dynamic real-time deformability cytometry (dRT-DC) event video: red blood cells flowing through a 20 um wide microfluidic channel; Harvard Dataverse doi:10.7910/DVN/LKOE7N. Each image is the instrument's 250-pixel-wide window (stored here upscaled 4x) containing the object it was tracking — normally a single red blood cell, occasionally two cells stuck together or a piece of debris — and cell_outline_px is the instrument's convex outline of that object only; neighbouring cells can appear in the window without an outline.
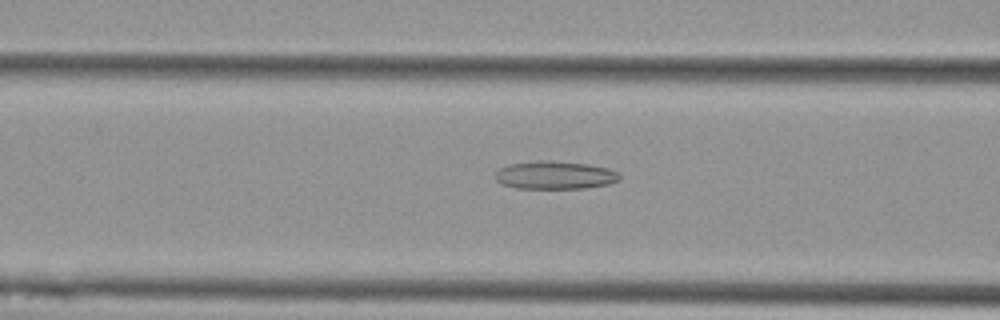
{"species": "Egyptian fruit bat (a non-hibernating species)", "species_latin": "Rousettus aegyptiacus", "temperature_condition": "cold", "stored_images_in_passage": 43, "camera_frame_rate_fps": 3000, "um_per_image_px": 0.085, "animal": {"sex": "female"}, "frame": {"image": 1, "passage_image": 22, "time_ms": 7.0, "image_size_px": [1000, 320], "cell_outline_px": [[620, 180], [608, 184], [584, 188], [516, 188], [500, 184], [496, 180], [496, 172], [500, 168], [508, 164], [540, 160], [548, 160], [588, 164], [608, 168], [616, 172], [620, 176]], "centroid_in_image_um": [47.15, 14.88], "position_along_channel_um": 119.5, "area_um2": 20.29}}
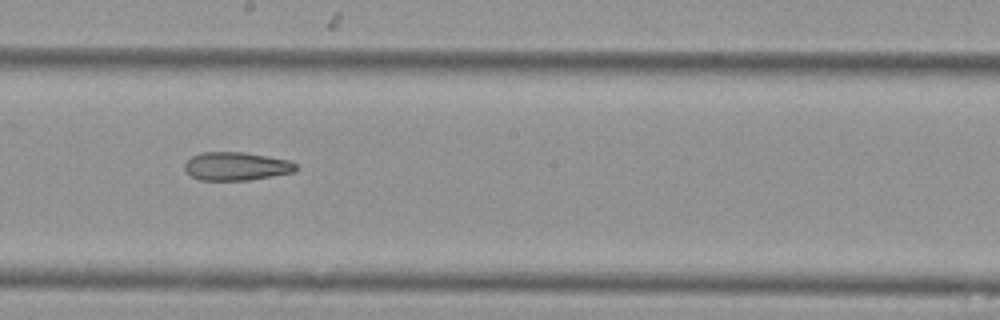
{"frame": {"image": 2, "passage_image": 31, "time_ms": 10.0, "image_size_px": [1000, 320], "cell_outline_px": [[300, 168], [296, 172], [248, 180], [200, 180], [192, 176], [184, 168], [184, 164], [192, 156], [200, 152], [244, 152], [268, 156], [288, 160], [296, 164]], "centroid_in_image_um": [20.12, 14.13], "position_along_channel_um": 228.1, "area_um2": 18.44}}
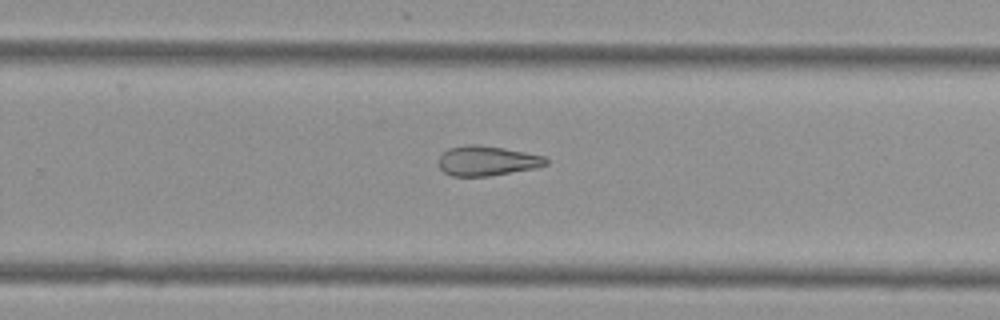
{"frame": {"image": 3, "passage_image": 36, "time_ms": 11.667, "image_size_px": [1000, 320], "cell_outline_px": [[548, 164], [536, 168], [488, 176], [452, 176], [444, 172], [440, 168], [440, 156], [448, 148], [468, 144], [480, 144], [504, 148], [544, 156], [548, 160]], "centroid_in_image_um": [41.41, 13.66], "position_along_channel_um": 288.4, "area_um2": 18.61}}